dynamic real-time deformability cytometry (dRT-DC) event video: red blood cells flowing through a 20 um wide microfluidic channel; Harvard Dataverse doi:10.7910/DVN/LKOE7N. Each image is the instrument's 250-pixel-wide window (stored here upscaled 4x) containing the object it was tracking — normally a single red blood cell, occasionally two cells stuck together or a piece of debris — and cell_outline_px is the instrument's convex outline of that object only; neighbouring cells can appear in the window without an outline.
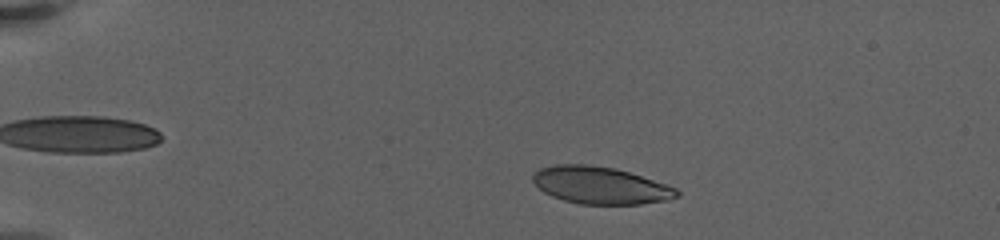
{"species": "human", "species_latin": "Homo sapiens", "temperature_condition": "warm", "stored_images_in_passage": 49, "camera_frame_rate_fps": 3000, "um_per_image_px": 0.085, "donor": {"sex": "female"}, "frame": {"image": 1, "passage_image": 8, "time_ms": 2.667, "image_size_px": [1000, 240], "cell_outline_px": [[680, 196], [668, 200], [640, 204], [580, 204], [564, 200], [552, 196], [544, 192], [532, 180], [532, 176], [540, 168], [556, 164], [584, 164], [616, 168], [668, 184], [676, 188], [680, 192]], "centroid_in_image_um": [51.07, 15.75], "position_along_channel_um": 33.9, "area_um2": 31.27}}
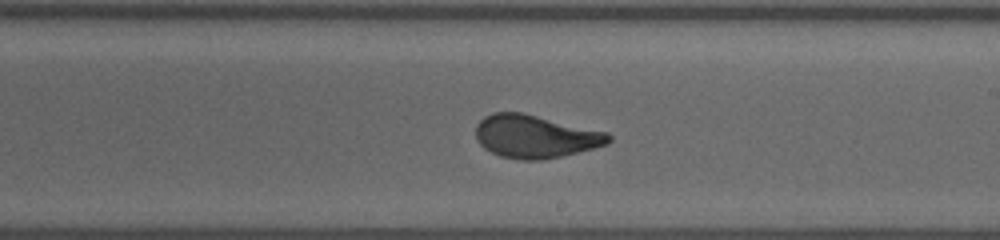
{"frame": {"image": 2, "passage_image": 30, "time_ms": 11.333, "image_size_px": [1000, 240], "cell_outline_px": [[612, 140], [608, 144], [560, 156], [540, 160], [520, 160], [500, 156], [484, 148], [476, 140], [476, 124], [484, 116], [492, 112], [524, 112], [608, 132], [612, 136]], "centroid_in_image_um": [45.49, 11.58], "position_along_channel_um": 243.5, "area_um2": 33.47}}
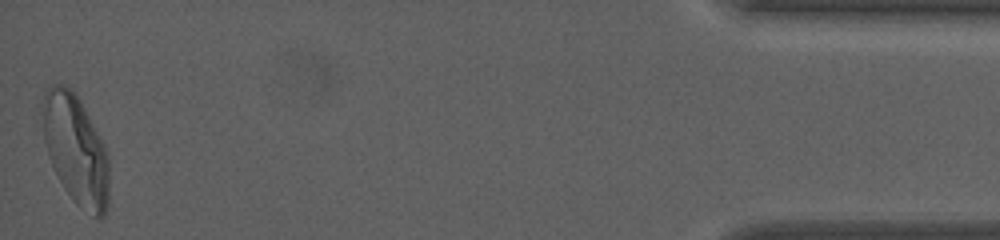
{"frame": {"image": 3, "passage_image": 49, "time_ms": 19.333, "image_size_px": [1000, 240], "cell_outline_px": [[108, 204], [104, 216], [100, 220], [92, 216], [80, 208], [72, 200], [64, 188], [52, 164], [44, 140], [40, 112], [40, 100], [44, 92], [52, 84], [64, 84], [72, 88], [80, 100], [108, 156]], "centroid_in_image_um": [6.39, 12.7], "position_along_channel_um": 428.8, "area_um2": 42.6}, "authors_computed_cell_mechanics": {"area_um2": 33.1194, "velocity_mm_per_s": 3.3044, "shape_relaxation_time_tau1_ms": 4.7147, "shape_relaxation_time_tau2_ms": 0.8318, "deformation_change_tau1": 0.1954, "deformation_change_tau2": 0.0664}}